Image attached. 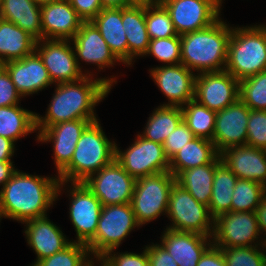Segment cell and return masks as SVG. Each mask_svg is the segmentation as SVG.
I'll return each instance as SVG.
<instances>
[{
  "mask_svg": "<svg viewBox=\"0 0 266 266\" xmlns=\"http://www.w3.org/2000/svg\"><path fill=\"white\" fill-rule=\"evenodd\" d=\"M70 45L71 40L41 39L36 42L35 51L55 84L74 82L86 75L79 69L74 48Z\"/></svg>",
  "mask_w": 266,
  "mask_h": 266,
  "instance_id": "4fadbf2b",
  "label": "cell"
},
{
  "mask_svg": "<svg viewBox=\"0 0 266 266\" xmlns=\"http://www.w3.org/2000/svg\"><path fill=\"white\" fill-rule=\"evenodd\" d=\"M16 170L12 161H0V185H2V187Z\"/></svg>",
  "mask_w": 266,
  "mask_h": 266,
  "instance_id": "f907efd6",
  "label": "cell"
},
{
  "mask_svg": "<svg viewBox=\"0 0 266 266\" xmlns=\"http://www.w3.org/2000/svg\"><path fill=\"white\" fill-rule=\"evenodd\" d=\"M183 120L181 107L160 105L150 115L142 136L146 140L163 144L168 135Z\"/></svg>",
  "mask_w": 266,
  "mask_h": 266,
  "instance_id": "d6a6232c",
  "label": "cell"
},
{
  "mask_svg": "<svg viewBox=\"0 0 266 266\" xmlns=\"http://www.w3.org/2000/svg\"><path fill=\"white\" fill-rule=\"evenodd\" d=\"M74 82L57 83L55 93L48 106L46 115L36 113V128H48L65 121L78 119H98L94 113L96 104L110 92L113 78L92 79V74Z\"/></svg>",
  "mask_w": 266,
  "mask_h": 266,
  "instance_id": "7a4b0ae2",
  "label": "cell"
},
{
  "mask_svg": "<svg viewBox=\"0 0 266 266\" xmlns=\"http://www.w3.org/2000/svg\"><path fill=\"white\" fill-rule=\"evenodd\" d=\"M246 145L266 150V110L250 109Z\"/></svg>",
  "mask_w": 266,
  "mask_h": 266,
  "instance_id": "60d3db41",
  "label": "cell"
},
{
  "mask_svg": "<svg viewBox=\"0 0 266 266\" xmlns=\"http://www.w3.org/2000/svg\"><path fill=\"white\" fill-rule=\"evenodd\" d=\"M89 254L85 244L72 241L63 250L39 260L32 266H87Z\"/></svg>",
  "mask_w": 266,
  "mask_h": 266,
  "instance_id": "74e56055",
  "label": "cell"
},
{
  "mask_svg": "<svg viewBox=\"0 0 266 266\" xmlns=\"http://www.w3.org/2000/svg\"><path fill=\"white\" fill-rule=\"evenodd\" d=\"M84 183L100 200L102 206H108L131 203L136 179L114 159Z\"/></svg>",
  "mask_w": 266,
  "mask_h": 266,
  "instance_id": "8fae6325",
  "label": "cell"
},
{
  "mask_svg": "<svg viewBox=\"0 0 266 266\" xmlns=\"http://www.w3.org/2000/svg\"><path fill=\"white\" fill-rule=\"evenodd\" d=\"M145 55L154 56L158 61L167 63V65L181 64L180 35L150 40Z\"/></svg>",
  "mask_w": 266,
  "mask_h": 266,
  "instance_id": "ab89813d",
  "label": "cell"
},
{
  "mask_svg": "<svg viewBox=\"0 0 266 266\" xmlns=\"http://www.w3.org/2000/svg\"><path fill=\"white\" fill-rule=\"evenodd\" d=\"M65 183L58 177L31 175L16 170L0 190L3 217L21 223L47 215Z\"/></svg>",
  "mask_w": 266,
  "mask_h": 266,
  "instance_id": "6da1fadb",
  "label": "cell"
},
{
  "mask_svg": "<svg viewBox=\"0 0 266 266\" xmlns=\"http://www.w3.org/2000/svg\"><path fill=\"white\" fill-rule=\"evenodd\" d=\"M220 249L226 266H266V251L258 246Z\"/></svg>",
  "mask_w": 266,
  "mask_h": 266,
  "instance_id": "f35d334b",
  "label": "cell"
},
{
  "mask_svg": "<svg viewBox=\"0 0 266 266\" xmlns=\"http://www.w3.org/2000/svg\"><path fill=\"white\" fill-rule=\"evenodd\" d=\"M231 32L219 18L204 29L180 35L181 64L199 73L225 70Z\"/></svg>",
  "mask_w": 266,
  "mask_h": 266,
  "instance_id": "3957f363",
  "label": "cell"
},
{
  "mask_svg": "<svg viewBox=\"0 0 266 266\" xmlns=\"http://www.w3.org/2000/svg\"><path fill=\"white\" fill-rule=\"evenodd\" d=\"M113 252L114 249L108 251L104 255L113 266H149L146 248L143 250L142 254H137L133 252L115 254Z\"/></svg>",
  "mask_w": 266,
  "mask_h": 266,
  "instance_id": "ee69618b",
  "label": "cell"
},
{
  "mask_svg": "<svg viewBox=\"0 0 266 266\" xmlns=\"http://www.w3.org/2000/svg\"><path fill=\"white\" fill-rule=\"evenodd\" d=\"M138 224L131 203L102 206L94 238L86 245L90 255L115 250Z\"/></svg>",
  "mask_w": 266,
  "mask_h": 266,
  "instance_id": "8992f818",
  "label": "cell"
},
{
  "mask_svg": "<svg viewBox=\"0 0 266 266\" xmlns=\"http://www.w3.org/2000/svg\"><path fill=\"white\" fill-rule=\"evenodd\" d=\"M265 192L263 184L238 178L232 194L231 211H255Z\"/></svg>",
  "mask_w": 266,
  "mask_h": 266,
  "instance_id": "d590c367",
  "label": "cell"
},
{
  "mask_svg": "<svg viewBox=\"0 0 266 266\" xmlns=\"http://www.w3.org/2000/svg\"><path fill=\"white\" fill-rule=\"evenodd\" d=\"M255 213L260 233L262 234L265 232L264 235L266 236V192L262 196L261 202L257 206ZM262 240H266V237L264 239L261 238V240L259 239L260 242Z\"/></svg>",
  "mask_w": 266,
  "mask_h": 266,
  "instance_id": "c3c4849f",
  "label": "cell"
},
{
  "mask_svg": "<svg viewBox=\"0 0 266 266\" xmlns=\"http://www.w3.org/2000/svg\"><path fill=\"white\" fill-rule=\"evenodd\" d=\"M149 260V266H178L173 257L161 244H153L145 247Z\"/></svg>",
  "mask_w": 266,
  "mask_h": 266,
  "instance_id": "bcb514c9",
  "label": "cell"
},
{
  "mask_svg": "<svg viewBox=\"0 0 266 266\" xmlns=\"http://www.w3.org/2000/svg\"><path fill=\"white\" fill-rule=\"evenodd\" d=\"M219 156L237 178L266 187V150L249 145L232 146L220 152Z\"/></svg>",
  "mask_w": 266,
  "mask_h": 266,
  "instance_id": "ffe728a7",
  "label": "cell"
},
{
  "mask_svg": "<svg viewBox=\"0 0 266 266\" xmlns=\"http://www.w3.org/2000/svg\"><path fill=\"white\" fill-rule=\"evenodd\" d=\"M210 238L211 236L195 232L166 228L160 244L173 257L178 266H197L201 256L212 245Z\"/></svg>",
  "mask_w": 266,
  "mask_h": 266,
  "instance_id": "603a6c76",
  "label": "cell"
},
{
  "mask_svg": "<svg viewBox=\"0 0 266 266\" xmlns=\"http://www.w3.org/2000/svg\"><path fill=\"white\" fill-rule=\"evenodd\" d=\"M149 71L160 91L168 98V103L163 106L182 107L194 99L196 75L183 64L164 65Z\"/></svg>",
  "mask_w": 266,
  "mask_h": 266,
  "instance_id": "ac0fdd59",
  "label": "cell"
},
{
  "mask_svg": "<svg viewBox=\"0 0 266 266\" xmlns=\"http://www.w3.org/2000/svg\"><path fill=\"white\" fill-rule=\"evenodd\" d=\"M183 121L196 137L213 141L216 112L198 103L195 99L188 101L181 107Z\"/></svg>",
  "mask_w": 266,
  "mask_h": 266,
  "instance_id": "836d02e7",
  "label": "cell"
},
{
  "mask_svg": "<svg viewBox=\"0 0 266 266\" xmlns=\"http://www.w3.org/2000/svg\"><path fill=\"white\" fill-rule=\"evenodd\" d=\"M20 98L9 73L0 65V107L19 105Z\"/></svg>",
  "mask_w": 266,
  "mask_h": 266,
  "instance_id": "7bdbcfd3",
  "label": "cell"
},
{
  "mask_svg": "<svg viewBox=\"0 0 266 266\" xmlns=\"http://www.w3.org/2000/svg\"><path fill=\"white\" fill-rule=\"evenodd\" d=\"M25 224L27 243L37 255L34 265L39 260L63 250L71 243L59 227L48 219L47 215L26 221Z\"/></svg>",
  "mask_w": 266,
  "mask_h": 266,
  "instance_id": "cb8c5ba5",
  "label": "cell"
},
{
  "mask_svg": "<svg viewBox=\"0 0 266 266\" xmlns=\"http://www.w3.org/2000/svg\"><path fill=\"white\" fill-rule=\"evenodd\" d=\"M168 216L172 225L167 229L212 236L214 219L210 215L208 206L199 203L188 190L176 182L170 191Z\"/></svg>",
  "mask_w": 266,
  "mask_h": 266,
  "instance_id": "ba28073f",
  "label": "cell"
},
{
  "mask_svg": "<svg viewBox=\"0 0 266 266\" xmlns=\"http://www.w3.org/2000/svg\"><path fill=\"white\" fill-rule=\"evenodd\" d=\"M237 176L221 161L215 167L209 212L213 219L231 211L232 194Z\"/></svg>",
  "mask_w": 266,
  "mask_h": 266,
  "instance_id": "4dcf8cb0",
  "label": "cell"
},
{
  "mask_svg": "<svg viewBox=\"0 0 266 266\" xmlns=\"http://www.w3.org/2000/svg\"><path fill=\"white\" fill-rule=\"evenodd\" d=\"M194 99L218 112L239 99V81L226 70L197 73Z\"/></svg>",
  "mask_w": 266,
  "mask_h": 266,
  "instance_id": "7c38bea8",
  "label": "cell"
},
{
  "mask_svg": "<svg viewBox=\"0 0 266 266\" xmlns=\"http://www.w3.org/2000/svg\"><path fill=\"white\" fill-rule=\"evenodd\" d=\"M122 24L128 42V65L137 56L148 51L150 37L145 23V4H132L122 8Z\"/></svg>",
  "mask_w": 266,
  "mask_h": 266,
  "instance_id": "4316f807",
  "label": "cell"
},
{
  "mask_svg": "<svg viewBox=\"0 0 266 266\" xmlns=\"http://www.w3.org/2000/svg\"><path fill=\"white\" fill-rule=\"evenodd\" d=\"M197 266H226L221 249L211 245L201 256Z\"/></svg>",
  "mask_w": 266,
  "mask_h": 266,
  "instance_id": "7dc6e473",
  "label": "cell"
},
{
  "mask_svg": "<svg viewBox=\"0 0 266 266\" xmlns=\"http://www.w3.org/2000/svg\"><path fill=\"white\" fill-rule=\"evenodd\" d=\"M145 23L151 40L177 35L171 16L161 2L145 4Z\"/></svg>",
  "mask_w": 266,
  "mask_h": 266,
  "instance_id": "e575fe53",
  "label": "cell"
},
{
  "mask_svg": "<svg viewBox=\"0 0 266 266\" xmlns=\"http://www.w3.org/2000/svg\"><path fill=\"white\" fill-rule=\"evenodd\" d=\"M78 16L84 21H92L103 9L101 0H68Z\"/></svg>",
  "mask_w": 266,
  "mask_h": 266,
  "instance_id": "f6af8a7d",
  "label": "cell"
},
{
  "mask_svg": "<svg viewBox=\"0 0 266 266\" xmlns=\"http://www.w3.org/2000/svg\"><path fill=\"white\" fill-rule=\"evenodd\" d=\"M221 162L218 155L211 163L181 171L175 181L199 202L209 207L215 167Z\"/></svg>",
  "mask_w": 266,
  "mask_h": 266,
  "instance_id": "f546056e",
  "label": "cell"
},
{
  "mask_svg": "<svg viewBox=\"0 0 266 266\" xmlns=\"http://www.w3.org/2000/svg\"><path fill=\"white\" fill-rule=\"evenodd\" d=\"M2 66L9 73L17 92L22 97L35 94L54 84L36 51L20 60L6 62Z\"/></svg>",
  "mask_w": 266,
  "mask_h": 266,
  "instance_id": "d6986e66",
  "label": "cell"
},
{
  "mask_svg": "<svg viewBox=\"0 0 266 266\" xmlns=\"http://www.w3.org/2000/svg\"><path fill=\"white\" fill-rule=\"evenodd\" d=\"M34 3H36L38 6H44L47 4H50L56 0H32Z\"/></svg>",
  "mask_w": 266,
  "mask_h": 266,
  "instance_id": "db71d44e",
  "label": "cell"
},
{
  "mask_svg": "<svg viewBox=\"0 0 266 266\" xmlns=\"http://www.w3.org/2000/svg\"><path fill=\"white\" fill-rule=\"evenodd\" d=\"M250 108L239 98L216 112L213 143L218 153L228 147L246 145Z\"/></svg>",
  "mask_w": 266,
  "mask_h": 266,
  "instance_id": "e0dca14e",
  "label": "cell"
},
{
  "mask_svg": "<svg viewBox=\"0 0 266 266\" xmlns=\"http://www.w3.org/2000/svg\"><path fill=\"white\" fill-rule=\"evenodd\" d=\"M15 144L12 140L0 136V161H11L14 155Z\"/></svg>",
  "mask_w": 266,
  "mask_h": 266,
  "instance_id": "681fc988",
  "label": "cell"
},
{
  "mask_svg": "<svg viewBox=\"0 0 266 266\" xmlns=\"http://www.w3.org/2000/svg\"><path fill=\"white\" fill-rule=\"evenodd\" d=\"M91 22L115 56L128 65V42L122 24V8H103Z\"/></svg>",
  "mask_w": 266,
  "mask_h": 266,
  "instance_id": "484cf974",
  "label": "cell"
},
{
  "mask_svg": "<svg viewBox=\"0 0 266 266\" xmlns=\"http://www.w3.org/2000/svg\"><path fill=\"white\" fill-rule=\"evenodd\" d=\"M175 182L170 171L136 179L131 205L140 226L162 213L167 214L170 191Z\"/></svg>",
  "mask_w": 266,
  "mask_h": 266,
  "instance_id": "52a82bcc",
  "label": "cell"
},
{
  "mask_svg": "<svg viewBox=\"0 0 266 266\" xmlns=\"http://www.w3.org/2000/svg\"><path fill=\"white\" fill-rule=\"evenodd\" d=\"M239 98L252 110H266V70L239 81Z\"/></svg>",
  "mask_w": 266,
  "mask_h": 266,
  "instance_id": "8d00e7d4",
  "label": "cell"
},
{
  "mask_svg": "<svg viewBox=\"0 0 266 266\" xmlns=\"http://www.w3.org/2000/svg\"><path fill=\"white\" fill-rule=\"evenodd\" d=\"M134 4H146V0H131Z\"/></svg>",
  "mask_w": 266,
  "mask_h": 266,
  "instance_id": "11a10c76",
  "label": "cell"
},
{
  "mask_svg": "<svg viewBox=\"0 0 266 266\" xmlns=\"http://www.w3.org/2000/svg\"><path fill=\"white\" fill-rule=\"evenodd\" d=\"M99 119H78L65 121L48 128H36L37 140L52 142L54 150V163L59 174L71 161L76 144L83 131Z\"/></svg>",
  "mask_w": 266,
  "mask_h": 266,
  "instance_id": "2e32d148",
  "label": "cell"
},
{
  "mask_svg": "<svg viewBox=\"0 0 266 266\" xmlns=\"http://www.w3.org/2000/svg\"><path fill=\"white\" fill-rule=\"evenodd\" d=\"M135 140L125 152L115 146V160L130 176L139 179L169 171V159L162 144L146 140L140 134Z\"/></svg>",
  "mask_w": 266,
  "mask_h": 266,
  "instance_id": "30bf717a",
  "label": "cell"
},
{
  "mask_svg": "<svg viewBox=\"0 0 266 266\" xmlns=\"http://www.w3.org/2000/svg\"><path fill=\"white\" fill-rule=\"evenodd\" d=\"M162 0H146V4L154 3V2H161Z\"/></svg>",
  "mask_w": 266,
  "mask_h": 266,
  "instance_id": "6f0895ef",
  "label": "cell"
},
{
  "mask_svg": "<svg viewBox=\"0 0 266 266\" xmlns=\"http://www.w3.org/2000/svg\"><path fill=\"white\" fill-rule=\"evenodd\" d=\"M43 39L71 40L84 22L68 0L41 6Z\"/></svg>",
  "mask_w": 266,
  "mask_h": 266,
  "instance_id": "7402d4cb",
  "label": "cell"
},
{
  "mask_svg": "<svg viewBox=\"0 0 266 266\" xmlns=\"http://www.w3.org/2000/svg\"><path fill=\"white\" fill-rule=\"evenodd\" d=\"M196 136L182 120L174 131H172L163 142L164 153L170 160L185 144L192 141Z\"/></svg>",
  "mask_w": 266,
  "mask_h": 266,
  "instance_id": "b9f144b4",
  "label": "cell"
},
{
  "mask_svg": "<svg viewBox=\"0 0 266 266\" xmlns=\"http://www.w3.org/2000/svg\"><path fill=\"white\" fill-rule=\"evenodd\" d=\"M218 155L212 140L196 137L169 160V171L176 177L181 171L211 163Z\"/></svg>",
  "mask_w": 266,
  "mask_h": 266,
  "instance_id": "f1b7e54d",
  "label": "cell"
},
{
  "mask_svg": "<svg viewBox=\"0 0 266 266\" xmlns=\"http://www.w3.org/2000/svg\"><path fill=\"white\" fill-rule=\"evenodd\" d=\"M76 61L81 70L79 59L86 63L98 65L99 69L121 62L110 50L97 27L91 22H83L80 29L71 40Z\"/></svg>",
  "mask_w": 266,
  "mask_h": 266,
  "instance_id": "44dd1931",
  "label": "cell"
},
{
  "mask_svg": "<svg viewBox=\"0 0 266 266\" xmlns=\"http://www.w3.org/2000/svg\"><path fill=\"white\" fill-rule=\"evenodd\" d=\"M103 8H125L134 4L131 0H101Z\"/></svg>",
  "mask_w": 266,
  "mask_h": 266,
  "instance_id": "816d5d0a",
  "label": "cell"
},
{
  "mask_svg": "<svg viewBox=\"0 0 266 266\" xmlns=\"http://www.w3.org/2000/svg\"><path fill=\"white\" fill-rule=\"evenodd\" d=\"M96 258L97 261H99L101 263L100 266H113L110 261L104 256V255H100V256H94ZM90 258H88V264L87 266H94V262L95 260H89Z\"/></svg>",
  "mask_w": 266,
  "mask_h": 266,
  "instance_id": "f5cc1de1",
  "label": "cell"
},
{
  "mask_svg": "<svg viewBox=\"0 0 266 266\" xmlns=\"http://www.w3.org/2000/svg\"><path fill=\"white\" fill-rule=\"evenodd\" d=\"M36 40L13 22L0 18V65L35 51Z\"/></svg>",
  "mask_w": 266,
  "mask_h": 266,
  "instance_id": "83f0119b",
  "label": "cell"
},
{
  "mask_svg": "<svg viewBox=\"0 0 266 266\" xmlns=\"http://www.w3.org/2000/svg\"><path fill=\"white\" fill-rule=\"evenodd\" d=\"M261 235L255 211L224 213L214 219L212 245L224 247H265V240L259 244L255 241ZM252 243H254L252 245Z\"/></svg>",
  "mask_w": 266,
  "mask_h": 266,
  "instance_id": "9c48e42d",
  "label": "cell"
},
{
  "mask_svg": "<svg viewBox=\"0 0 266 266\" xmlns=\"http://www.w3.org/2000/svg\"><path fill=\"white\" fill-rule=\"evenodd\" d=\"M225 70L238 81L266 70V25L232 27Z\"/></svg>",
  "mask_w": 266,
  "mask_h": 266,
  "instance_id": "5b68a950",
  "label": "cell"
},
{
  "mask_svg": "<svg viewBox=\"0 0 266 266\" xmlns=\"http://www.w3.org/2000/svg\"><path fill=\"white\" fill-rule=\"evenodd\" d=\"M36 131V113L18 105L0 107V136L14 143Z\"/></svg>",
  "mask_w": 266,
  "mask_h": 266,
  "instance_id": "1f68e13d",
  "label": "cell"
},
{
  "mask_svg": "<svg viewBox=\"0 0 266 266\" xmlns=\"http://www.w3.org/2000/svg\"><path fill=\"white\" fill-rule=\"evenodd\" d=\"M115 142H110L99 121L92 122L79 138L70 163L57 174L60 182H85L115 159Z\"/></svg>",
  "mask_w": 266,
  "mask_h": 266,
  "instance_id": "277c9868",
  "label": "cell"
},
{
  "mask_svg": "<svg viewBox=\"0 0 266 266\" xmlns=\"http://www.w3.org/2000/svg\"><path fill=\"white\" fill-rule=\"evenodd\" d=\"M178 35L204 29L216 22L220 8L212 0H162Z\"/></svg>",
  "mask_w": 266,
  "mask_h": 266,
  "instance_id": "9a60e30c",
  "label": "cell"
},
{
  "mask_svg": "<svg viewBox=\"0 0 266 266\" xmlns=\"http://www.w3.org/2000/svg\"><path fill=\"white\" fill-rule=\"evenodd\" d=\"M71 186L69 217L77 235L74 242L87 245L95 236L102 204L84 182H71Z\"/></svg>",
  "mask_w": 266,
  "mask_h": 266,
  "instance_id": "5bb4252c",
  "label": "cell"
},
{
  "mask_svg": "<svg viewBox=\"0 0 266 266\" xmlns=\"http://www.w3.org/2000/svg\"><path fill=\"white\" fill-rule=\"evenodd\" d=\"M0 18L13 22L36 41L43 39L41 6L32 0H0Z\"/></svg>",
  "mask_w": 266,
  "mask_h": 266,
  "instance_id": "d4e9b609",
  "label": "cell"
},
{
  "mask_svg": "<svg viewBox=\"0 0 266 266\" xmlns=\"http://www.w3.org/2000/svg\"><path fill=\"white\" fill-rule=\"evenodd\" d=\"M219 8L222 6V0H212Z\"/></svg>",
  "mask_w": 266,
  "mask_h": 266,
  "instance_id": "9f6ffc18",
  "label": "cell"
}]
</instances>
